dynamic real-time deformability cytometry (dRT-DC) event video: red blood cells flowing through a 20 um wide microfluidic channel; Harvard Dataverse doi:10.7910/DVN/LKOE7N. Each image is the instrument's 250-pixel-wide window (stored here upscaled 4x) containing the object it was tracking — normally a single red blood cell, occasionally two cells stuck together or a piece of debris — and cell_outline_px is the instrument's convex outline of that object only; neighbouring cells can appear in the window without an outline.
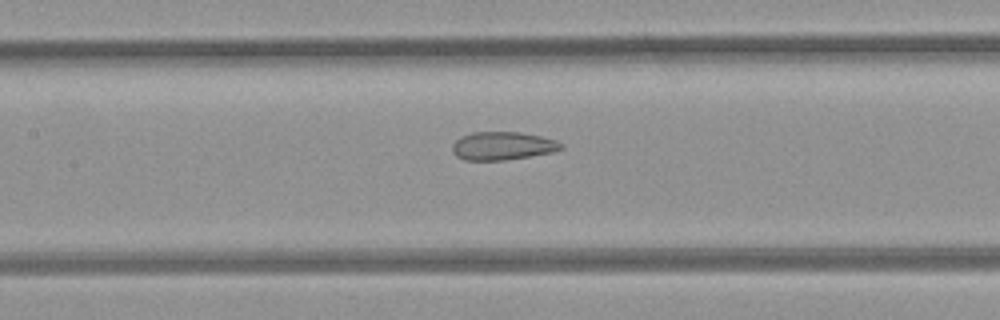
{"species": "common noctule bat (a hibernating species)", "species_latin": "Nyctalus noctula", "temperature_condition": "room temperature", "stored_images_in_passage": 35, "segment_of_instrument_passage": [1, 2], "camera_frame_rate_fps": 3000, "um_per_image_px": 0.085, "animal": {"sex": "female", "body_mass_g": 21.9}, "frame": {"image": 1, "passage_image": 18, "time_ms": 5.667, "image_size_px": [1000, 320], "cell_outline_px": [[564, 148], [552, 152], [504, 160], [464, 160], [456, 156], [452, 152], [452, 144], [460, 136], [472, 132], [520, 132], [540, 136], [556, 140], [564, 144]], "centroid_in_image_um": [42.7, 12.39], "position_along_channel_um": 164.7, "area_um2": 17.92}}
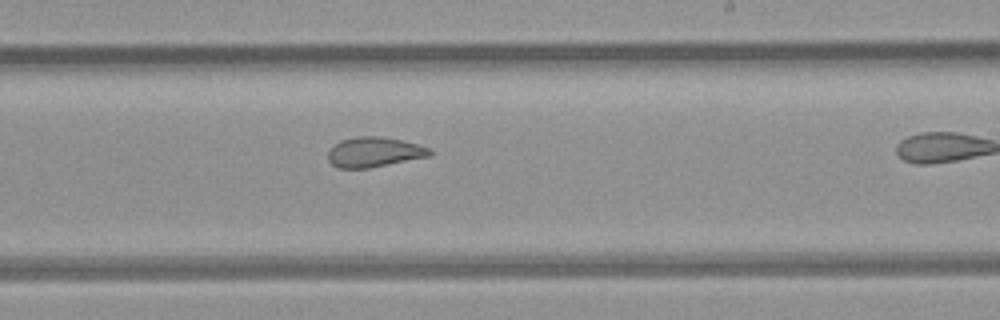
{"frame": {"image": 2, "passage_image": 25, "time_ms": 8.0, "image_size_px": [1000, 320], "cell_outline_px": [[432, 156], [368, 168], [340, 168], [332, 164], [328, 160], [328, 152], [340, 140], [356, 136], [376, 136], [400, 140], [432, 148]], "centroid_in_image_um": [31.83, 12.93], "position_along_channel_um": 257.2, "area_um2": 17.69}}
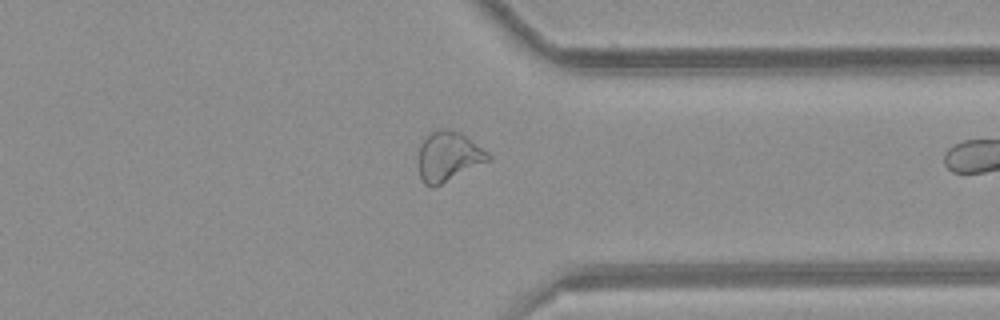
{"frame": {"image": 3, "passage_image": 34, "time_ms": 11.0, "image_size_px": [1000, 320], "cell_outline_px": [[492, 160], [432, 188], [424, 184], [420, 176], [420, 144], [428, 132], [440, 128], [448, 128], [460, 132], [488, 152], [492, 156]], "centroid_in_image_um": [38.14, 13.28], "position_along_channel_um": 373.3, "area_um2": 20.29}}